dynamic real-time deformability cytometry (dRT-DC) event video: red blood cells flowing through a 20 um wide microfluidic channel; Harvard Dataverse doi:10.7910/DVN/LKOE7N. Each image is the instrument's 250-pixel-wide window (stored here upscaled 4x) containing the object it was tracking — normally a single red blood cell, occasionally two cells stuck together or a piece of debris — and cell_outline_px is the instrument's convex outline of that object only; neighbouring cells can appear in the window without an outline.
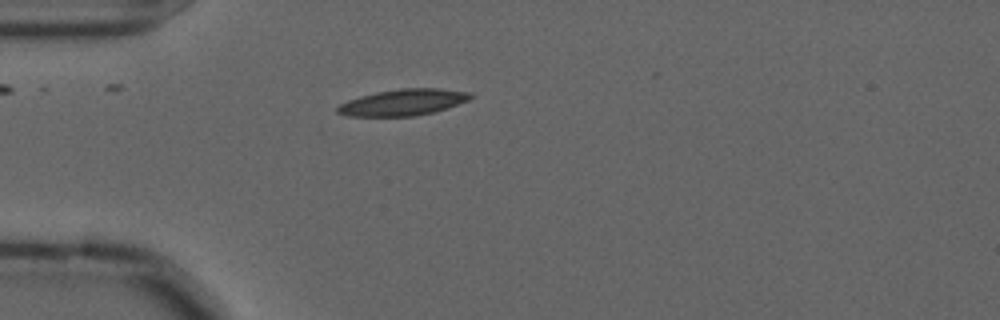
{"species": "common noctule bat (a hibernating species)", "species_latin": "Nyctalus noctula", "temperature_condition": "cold", "stored_images_in_passage": 42, "camera_frame_rate_fps": 3000, "um_per_image_px": 0.085, "animal": {"sex": "male", "forearm_length_mm": 52.5}, "frame": {"image": 1, "passage_image": 1, "time_ms": 0.0, "image_size_px": [1000, 320], "cell_outline_px": [[476, 96], [468, 100], [448, 108], [416, 116], [348, 116], [336, 112], [336, 108], [340, 104], [348, 100], [360, 96], [376, 92], [400, 88], [440, 88], [472, 92]], "centroid_in_image_um": [34.3, 8.69], "position_along_channel_um": 50.7, "area_um2": 20.58}}
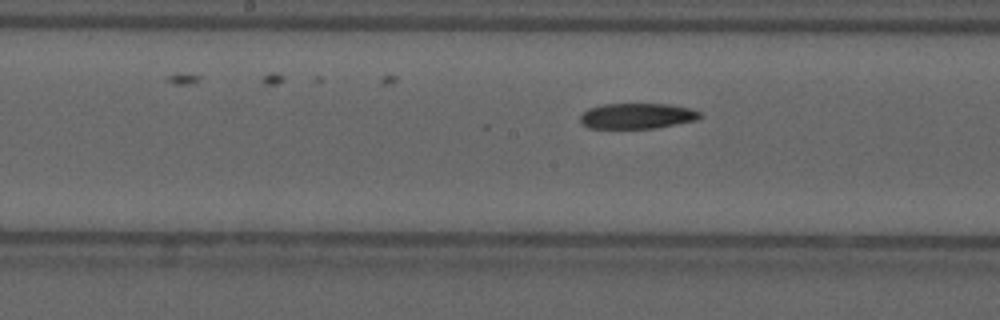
{"frame": {"image": 2, "passage_image": 14, "time_ms": 4.333, "image_size_px": [1000, 320], "cell_outline_px": [[700, 116], [696, 120], [656, 128], [588, 128], [580, 120], [580, 116], [588, 108], [600, 104], [672, 104], [688, 108], [700, 112]], "centroid_in_image_um": [54.13, 9.85], "position_along_channel_um": 194.1, "area_um2": 17.74}}
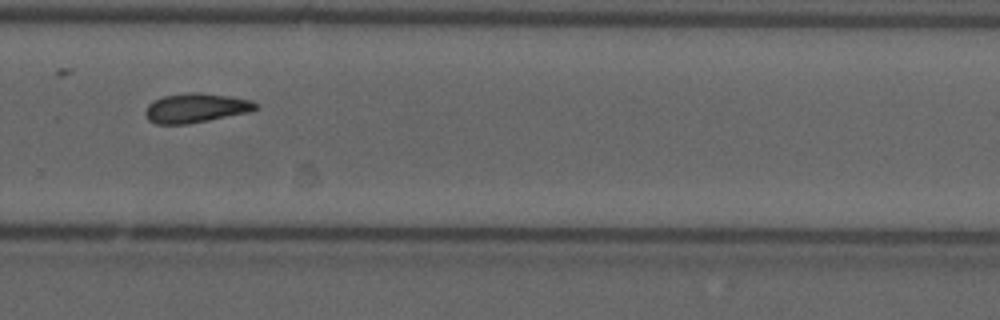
{"frame": {"image": 3, "passage_image": 24, "time_ms": 7.667, "image_size_px": [1000, 320], "cell_outline_px": [[260, 108], [248, 112], [188, 124], [156, 124], [148, 120], [144, 112], [148, 104], [152, 100], [164, 96], [192, 92], [228, 96], [252, 100]], "centroid_in_image_um": [16.62, 9.18], "position_along_channel_um": 313.2, "area_um2": 18.73}}